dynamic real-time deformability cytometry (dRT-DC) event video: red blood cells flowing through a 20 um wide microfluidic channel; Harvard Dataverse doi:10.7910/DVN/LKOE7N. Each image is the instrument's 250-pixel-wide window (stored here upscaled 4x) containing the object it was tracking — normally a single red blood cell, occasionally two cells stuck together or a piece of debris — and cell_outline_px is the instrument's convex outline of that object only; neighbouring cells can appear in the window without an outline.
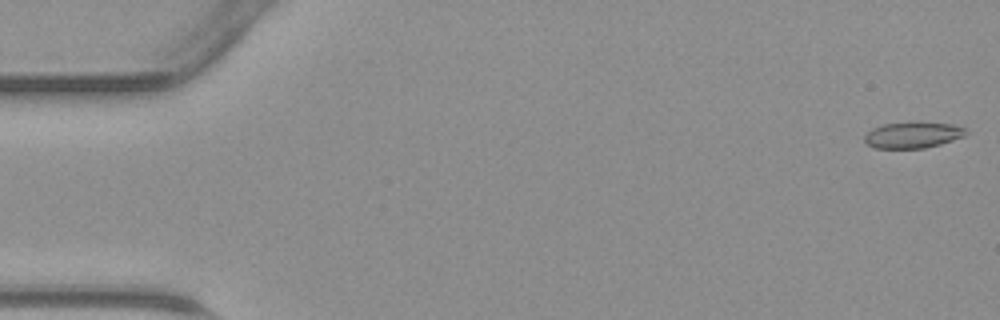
{"species": "common noctule bat (a hibernating species)", "species_latin": "Nyctalus noctula", "temperature_condition": "warm", "stored_images_in_passage": 14, "camera_frame_rate_fps": 3000, "um_per_image_px": 0.085, "animal": {"sex": "male", "body_mass_g": 23.1, "forearm_length_mm": 52.7}, "frame": {"image": 1, "passage_image": 1, "time_ms": 0.0, "image_size_px": [1000, 320], "cell_outline_px": [[968, 132], [964, 136], [940, 144], [924, 148], [872, 148], [864, 140], [864, 136], [872, 128], [880, 124], [912, 120], [920, 120], [952, 124], [968, 128]], "centroid_in_image_um": [77.6, 11.43], "position_along_channel_um": 7.4, "area_um2": 16.13}}